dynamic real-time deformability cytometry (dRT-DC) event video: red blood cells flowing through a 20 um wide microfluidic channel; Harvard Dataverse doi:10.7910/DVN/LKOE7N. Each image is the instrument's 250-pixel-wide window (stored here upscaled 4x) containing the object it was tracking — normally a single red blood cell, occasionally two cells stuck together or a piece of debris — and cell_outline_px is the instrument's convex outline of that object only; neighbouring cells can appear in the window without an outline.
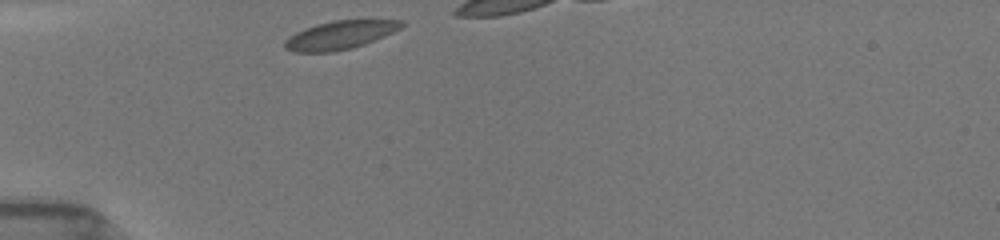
{"species": "common noctule bat (a hibernating species)", "species_latin": "Nyctalus noctula", "temperature_condition": "room temperature", "stored_images_in_passage": 3, "camera_frame_rate_fps": 3000, "um_per_image_px": 0.085, "animal": {"sex": "female", "body_mass_g": 19.5, "forearm_length_mm": 54.1}, "frame": {"image": 1, "passage_image": 1, "time_ms": 0.0, "image_size_px": [1000, 240], "cell_outline_px": [[404, 24], [400, 28], [384, 36], [364, 44], [352, 48], [332, 52], [292, 52], [284, 48], [284, 40], [288, 36], [304, 28], [316, 24], [336, 20], [404, 20]], "centroid_in_image_um": [28.85, 2.98], "position_along_channel_um": 56.2, "area_um2": 19.31}}